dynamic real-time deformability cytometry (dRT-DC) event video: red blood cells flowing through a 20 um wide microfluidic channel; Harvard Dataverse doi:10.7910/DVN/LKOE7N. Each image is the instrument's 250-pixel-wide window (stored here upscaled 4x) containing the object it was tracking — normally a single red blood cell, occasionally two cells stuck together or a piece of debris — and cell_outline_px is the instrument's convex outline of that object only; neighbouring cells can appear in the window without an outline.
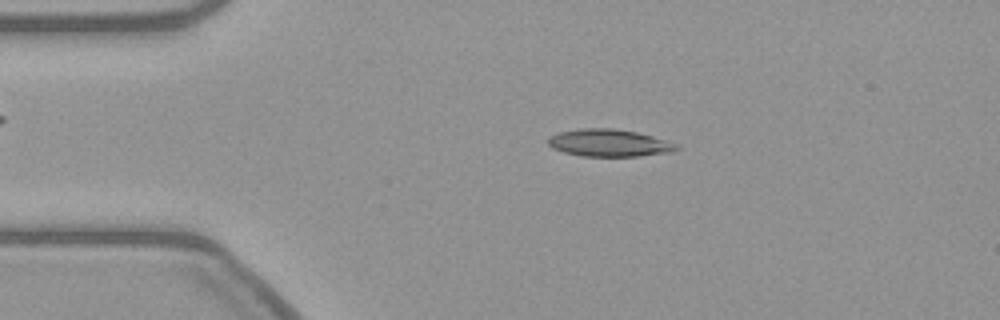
{"species": "common noctule bat (a hibernating species)", "species_latin": "Nyctalus noctula", "temperature_condition": "warm", "stored_images_in_passage": 9, "camera_frame_rate_fps": 3000, "um_per_image_px": 0.085, "animal": {"sex": "female", "body_mass_g": 21.9}, "frame": {"image": 1, "passage_image": 4, "time_ms": 1.0, "image_size_px": [1000, 320], "cell_outline_px": [[680, 148], [672, 152], [640, 156], [584, 156], [564, 152], [552, 148], [548, 144], [548, 140], [552, 136], [560, 132], [580, 128], [612, 128], [636, 132], [652, 136], [664, 140]], "centroid_in_image_um": [51.75, 12.15], "position_along_channel_um": 33.2, "area_um2": 20.11}}